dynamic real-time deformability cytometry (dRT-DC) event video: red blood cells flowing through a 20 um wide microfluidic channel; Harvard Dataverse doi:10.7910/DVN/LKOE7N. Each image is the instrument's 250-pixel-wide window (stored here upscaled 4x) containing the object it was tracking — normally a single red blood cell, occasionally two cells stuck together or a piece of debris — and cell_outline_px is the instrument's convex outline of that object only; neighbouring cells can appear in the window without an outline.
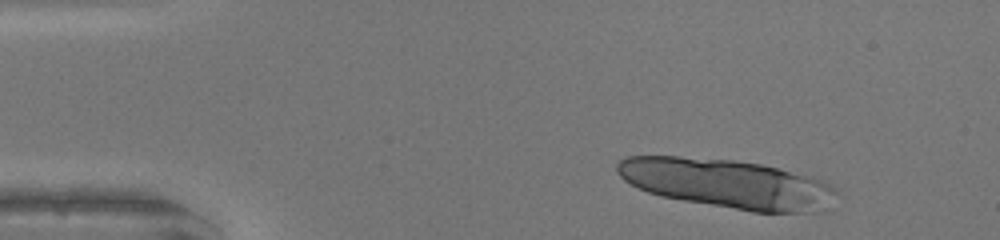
{"species": "human", "species_latin": "Homo sapiens", "temperature_condition": "warm", "stored_images_in_passage": 12, "camera_frame_rate_fps": 3000, "um_per_image_px": 0.085, "donor": {"sex": "female"}, "frame": {"image": 1, "passage_image": 3, "time_ms": 0.667, "image_size_px": [1000, 240], "cell_outline_px": [[840, 192], [824, 212], [752, 212], [660, 196], [648, 192], [624, 180], [616, 172], [616, 164], [620, 160], [628, 156], [680, 156], [732, 160], [760, 164], [812, 176], [824, 180], [836, 188]], "centroid_in_image_um": [61.88, 15.61], "position_along_channel_um": 23.1, "area_um2": 63.18}}
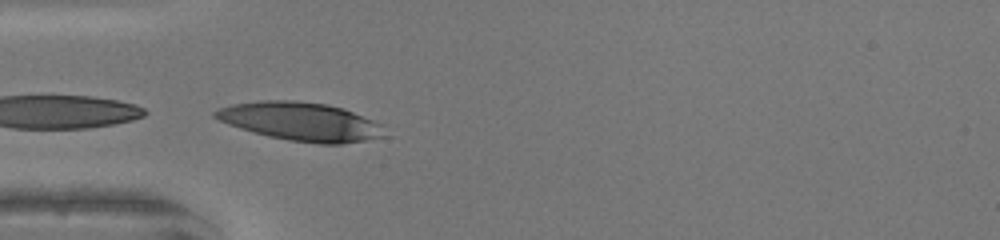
{"frame": {"image": 2, "passage_image": 12, "time_ms": 3.667, "image_size_px": [1000, 240], "cell_outline_px": [[392, 136], [340, 144], [320, 144], [288, 140], [268, 136], [240, 128], [228, 124], [212, 116], [212, 112], [220, 108], [232, 104], [260, 100], [296, 100], [328, 104], [352, 112], [372, 120], [380, 124]], "centroid_in_image_um": [25.6, 10.34], "position_along_channel_um": 59.4, "area_um2": 38.09}}